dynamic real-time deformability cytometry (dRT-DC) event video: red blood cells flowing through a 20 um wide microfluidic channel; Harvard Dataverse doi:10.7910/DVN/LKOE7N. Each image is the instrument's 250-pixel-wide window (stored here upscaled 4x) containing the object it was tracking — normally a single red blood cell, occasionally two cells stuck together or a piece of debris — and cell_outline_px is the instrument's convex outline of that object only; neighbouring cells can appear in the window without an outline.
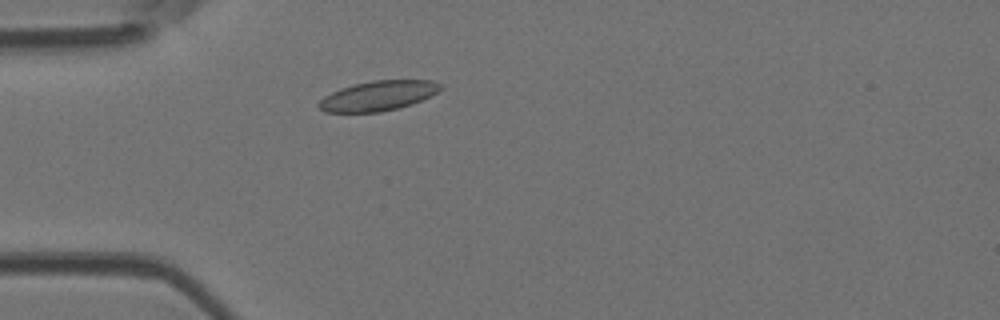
{"species": "Egyptian fruit bat (a non-hibernating species)", "species_latin": "Rousettus aegyptiacus", "temperature_condition": "room temperature", "stored_images_in_passage": 1, "camera_frame_rate_fps": 3000, "um_per_image_px": 0.085, "animal": {"sex": "female"}, "frame": {"image": 1, "passage_image": 1, "time_ms": 0.0, "image_size_px": [1000, 320], "cell_outline_px": [[444, 88], [412, 104], [380, 112], [324, 112], [316, 104], [324, 96], [340, 88], [372, 80], [432, 80], [444, 84]], "centroid_in_image_um": [32.14, 8.13], "position_along_channel_um": 52.9, "area_um2": 21.1}}